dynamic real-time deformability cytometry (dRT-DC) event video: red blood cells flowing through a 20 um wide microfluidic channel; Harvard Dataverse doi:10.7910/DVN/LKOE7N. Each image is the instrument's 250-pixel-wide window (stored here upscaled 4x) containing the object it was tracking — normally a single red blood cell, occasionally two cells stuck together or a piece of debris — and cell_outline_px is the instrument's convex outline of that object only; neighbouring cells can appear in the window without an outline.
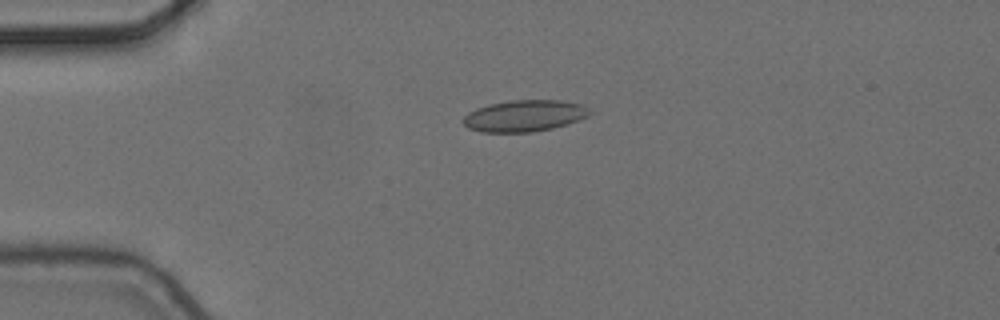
{"species": "common noctule bat (a hibernating species)", "species_latin": "Nyctalus noctula", "temperature_condition": "cold", "stored_images_in_passage": 2, "camera_frame_rate_fps": 3000, "um_per_image_px": 0.085, "animal": {"sex": "female", "body_mass_g": 24.6, "forearm_length_mm": 56.2}, "frame": {"image": 1, "passage_image": 1, "time_ms": 0.0, "image_size_px": [1000, 320], "cell_outline_px": [[592, 112], [588, 116], [568, 124], [552, 128], [532, 132], [480, 132], [468, 128], [460, 120], [468, 112], [476, 108], [488, 104], [508, 100], [564, 100], [584, 104]], "centroid_in_image_um": [44.57, 9.83], "position_along_channel_um": 40.4, "area_um2": 23.58}}